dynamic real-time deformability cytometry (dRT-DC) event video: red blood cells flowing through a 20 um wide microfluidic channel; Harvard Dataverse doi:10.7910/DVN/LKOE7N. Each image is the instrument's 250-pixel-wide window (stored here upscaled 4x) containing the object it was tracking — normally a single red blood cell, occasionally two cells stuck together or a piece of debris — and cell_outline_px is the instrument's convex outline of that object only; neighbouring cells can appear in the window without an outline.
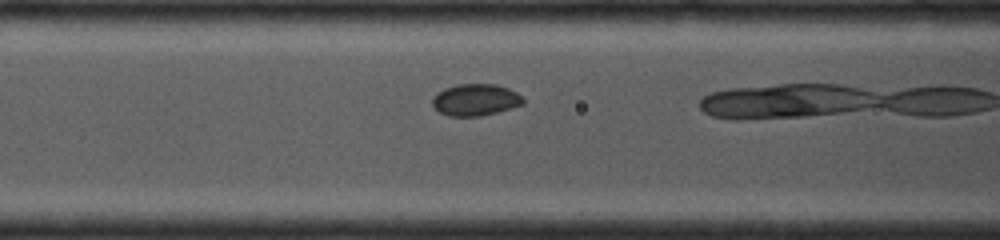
{"species": "common noctule bat (a hibernating species)", "species_latin": "Nyctalus noctula", "temperature_condition": "cold", "stored_images_in_passage": 4, "camera_frame_rate_fps": 4000, "um_per_image_px": 0.085, "animal": {"sex": "female", "body_mass_g": 19.0, "forearm_length_mm": 53.3}, "frame": {"image": 1, "passage_image": 3, "time_ms": 1.0, "image_size_px": [1000, 240], "cell_outline_px": [[524, 104], [512, 108], [480, 116], [448, 116], [440, 112], [432, 104], [432, 100], [444, 88], [460, 84], [496, 84], [508, 88], [516, 92], [524, 100]], "centroid_in_image_um": [40.44, 8.49], "position_along_channel_um": 126.2, "area_um2": 16.59}}